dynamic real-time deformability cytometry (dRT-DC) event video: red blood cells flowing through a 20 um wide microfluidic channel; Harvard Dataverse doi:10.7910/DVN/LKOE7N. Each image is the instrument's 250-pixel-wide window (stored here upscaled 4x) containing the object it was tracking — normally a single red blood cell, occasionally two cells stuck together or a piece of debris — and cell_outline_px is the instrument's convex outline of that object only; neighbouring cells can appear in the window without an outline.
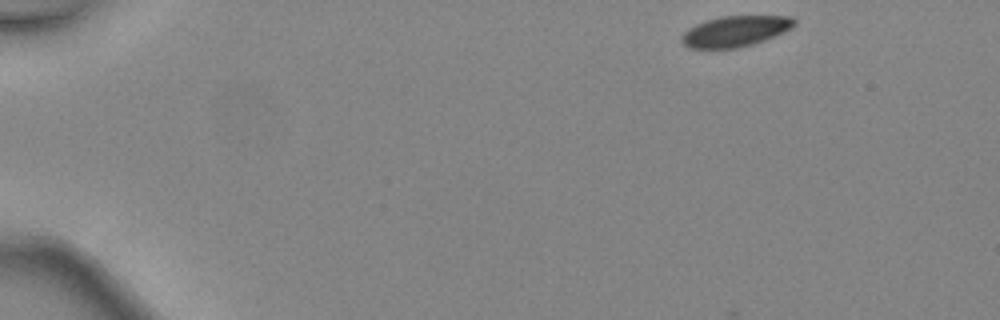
{"species": "common noctule bat (a hibernating species)", "species_latin": "Nyctalus noctula", "temperature_condition": "warm", "stored_images_in_passage": 8, "camera_frame_rate_fps": 3000, "um_per_image_px": 0.085, "animal": {"sex": "female", "body_mass_g": 24.6, "forearm_length_mm": 56.2}, "frame": {"image": 1, "passage_image": 1, "time_ms": 0.0, "image_size_px": [1000, 320], "cell_outline_px": [[796, 24], [792, 28], [784, 32], [764, 40], [752, 44], [736, 48], [688, 48], [680, 40], [680, 36], [688, 28], [696, 24], [720, 16], [792, 16], [796, 20]], "centroid_in_image_um": [62.5, 2.65], "position_along_channel_um": 22.5, "area_um2": 20.17}}